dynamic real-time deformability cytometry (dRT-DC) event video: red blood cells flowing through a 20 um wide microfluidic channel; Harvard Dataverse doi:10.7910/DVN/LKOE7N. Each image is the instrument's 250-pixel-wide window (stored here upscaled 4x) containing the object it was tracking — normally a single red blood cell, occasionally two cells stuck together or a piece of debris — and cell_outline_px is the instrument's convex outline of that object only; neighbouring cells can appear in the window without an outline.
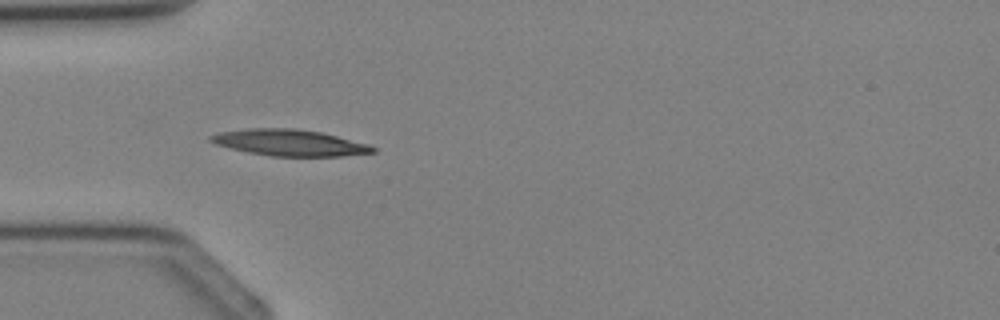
{"species": "Egyptian fruit bat (a non-hibernating species)", "species_latin": "Rousettus aegyptiacus", "temperature_condition": "cold", "stored_images_in_passage": 2, "camera_frame_rate_fps": 3000, "um_per_image_px": 0.085, "animal": {"sex": "female"}, "frame": {"image": 1, "passage_image": 2, "time_ms": 1.333, "image_size_px": [1000, 320], "cell_outline_px": [[376, 152], [340, 156], [272, 156], [248, 152], [216, 144], [208, 140], [208, 136], [220, 132], [248, 128], [296, 128], [320, 132], [368, 144], [376, 148]], "centroid_in_image_um": [24.6, 12.12], "position_along_channel_um": 60.4, "area_um2": 24.68}}